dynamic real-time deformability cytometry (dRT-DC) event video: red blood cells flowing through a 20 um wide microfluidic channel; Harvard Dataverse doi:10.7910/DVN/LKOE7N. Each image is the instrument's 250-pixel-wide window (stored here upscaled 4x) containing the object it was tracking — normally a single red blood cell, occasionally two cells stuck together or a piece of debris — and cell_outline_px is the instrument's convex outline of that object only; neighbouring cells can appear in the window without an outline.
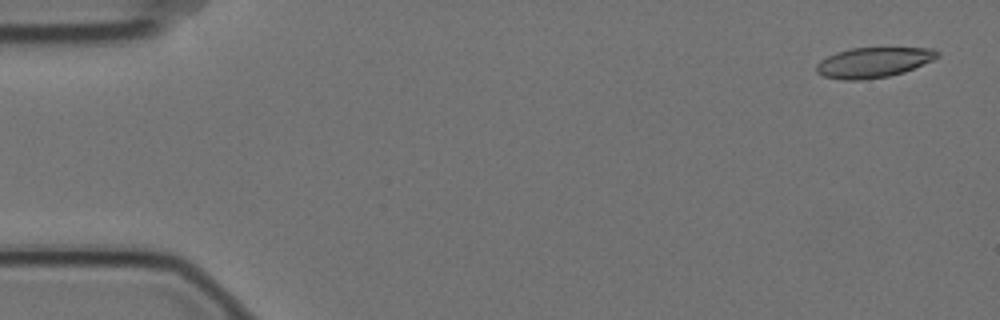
{"species": "Egyptian fruit bat (a non-hibernating species)", "species_latin": "Rousettus aegyptiacus", "temperature_condition": "cold", "stored_images_in_passage": 4, "camera_frame_rate_fps": 3000, "um_per_image_px": 0.085, "animal": {"sex": "female"}, "frame": {"image": 1, "passage_image": 1, "time_ms": 0.0, "image_size_px": [1000, 320], "cell_outline_px": [[940, 56], [932, 60], [904, 72], [888, 76], [860, 80], [844, 80], [824, 76], [816, 72], [816, 64], [820, 60], [836, 52], [852, 48], [932, 48], [940, 52]], "centroid_in_image_um": [74.23, 5.3], "position_along_channel_um": 10.8, "area_um2": 21.15}}
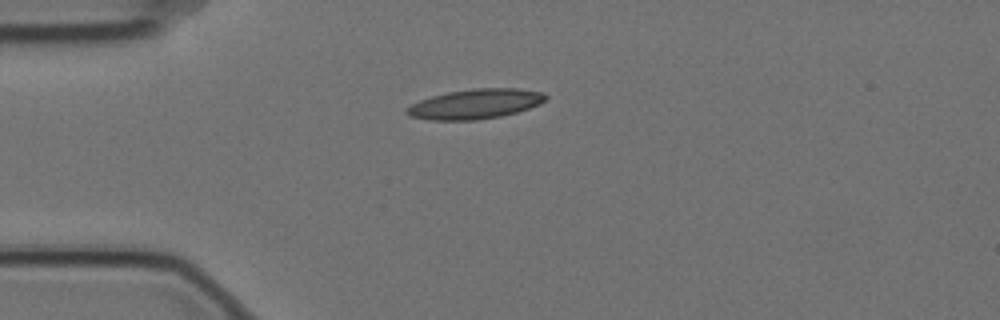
{"frame": {"image": 2, "passage_image": 4, "time_ms": 1.0, "image_size_px": [1000, 320], "cell_outline_px": [[548, 96], [540, 104], [516, 112], [500, 116], [476, 120], [428, 120], [408, 116], [404, 112], [404, 108], [420, 100], [432, 96], [448, 92], [472, 88], [520, 88], [544, 92]], "centroid_in_image_um": [40.37, 8.83], "position_along_channel_um": 44.6, "area_um2": 24.28}}